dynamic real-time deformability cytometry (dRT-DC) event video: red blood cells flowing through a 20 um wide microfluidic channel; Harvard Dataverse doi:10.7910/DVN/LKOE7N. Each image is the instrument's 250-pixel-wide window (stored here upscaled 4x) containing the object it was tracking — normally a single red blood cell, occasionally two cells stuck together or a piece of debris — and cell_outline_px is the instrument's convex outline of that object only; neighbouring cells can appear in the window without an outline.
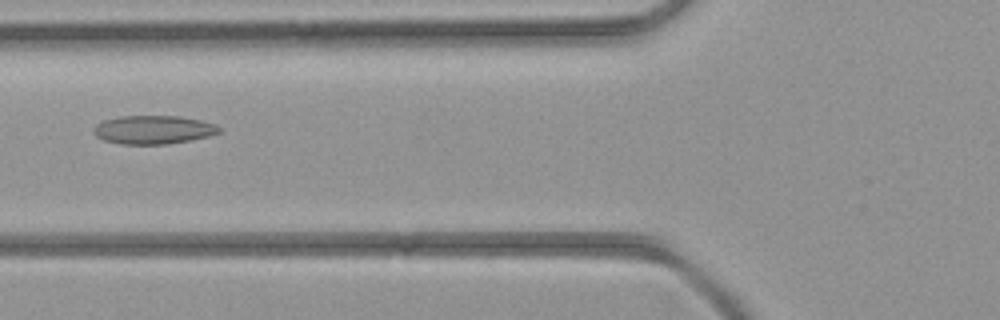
{"species": "common noctule bat (a hibernating species)", "species_latin": "Nyctalus noctula", "temperature_condition": "room temperature", "stored_images_in_passage": 5, "camera_frame_rate_fps": 3000, "um_per_image_px": 0.085, "animal": {"sex": "female", "body_mass_g": 21.9}, "frame": {"image": 1, "passage_image": 5, "time_ms": 5.667, "image_size_px": [1000, 320], "cell_outline_px": [[220, 132], [208, 136], [188, 140], [164, 144], [120, 144], [104, 140], [96, 136], [92, 132], [92, 128], [96, 124], [104, 120], [120, 116], [180, 116], [200, 120], [216, 124], [220, 128]], "centroid_in_image_um": [12.99, 11.02], "position_along_channel_um": 112.8, "area_um2": 20.81}}